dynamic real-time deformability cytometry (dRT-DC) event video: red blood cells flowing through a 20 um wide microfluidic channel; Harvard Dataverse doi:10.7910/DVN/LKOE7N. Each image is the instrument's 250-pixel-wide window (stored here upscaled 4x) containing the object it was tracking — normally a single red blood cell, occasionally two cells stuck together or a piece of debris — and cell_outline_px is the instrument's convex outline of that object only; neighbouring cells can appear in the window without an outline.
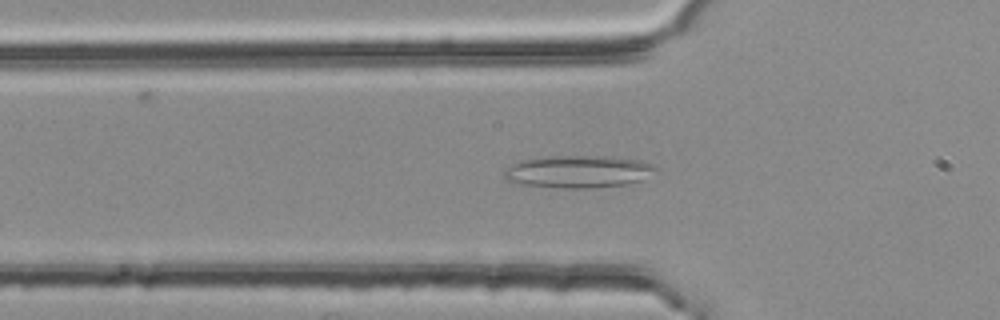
{"species": "common noctule bat (a hibernating species)", "species_latin": "Nyctalus noctula", "temperature_condition": "room temperature", "stored_images_in_passage": 39, "camera_frame_rate_fps": 3000, "um_per_image_px": 0.085, "animal": {"sex": "female", "body_mass_g": 25.1}, "frame": {"image": 1, "passage_image": 3, "time_ms": 0.667, "image_size_px": [1000, 320], "cell_outline_px": [[660, 172], [640, 180], [628, 184], [596, 188], [560, 188], [512, 184], [504, 176], [504, 168], [520, 160], [544, 156], [612, 156], [640, 160], [652, 164], [660, 168]], "centroid_in_image_um": [49.17, 14.59], "position_along_channel_um": 76.6, "area_um2": 29.42}}
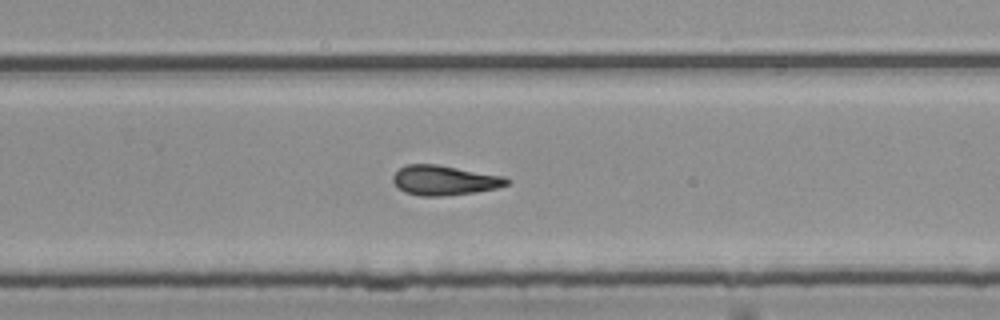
{"frame": {"image": 2, "passage_image": 20, "time_ms": 6.333, "image_size_px": [1000, 320], "cell_outline_px": [[512, 180], [508, 184], [496, 188], [472, 192], [440, 196], [420, 196], [404, 192], [392, 180], [392, 176], [400, 168], [408, 164], [436, 164], [504, 176]], "centroid_in_image_um": [37.77, 15.32], "position_along_channel_um": 292.0, "area_um2": 19.54}}
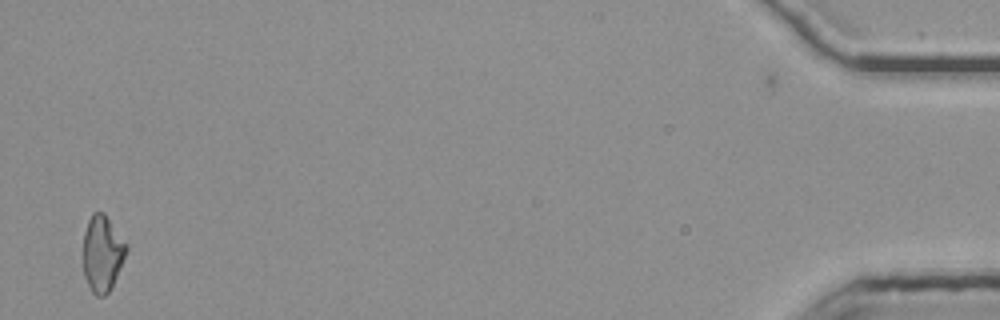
{"frame": {"image": 3, "passage_image": 38, "time_ms": 12.333, "image_size_px": [1000, 320], "cell_outline_px": [[128, 248], [112, 288], [104, 296], [96, 296], [92, 292], [84, 276], [84, 232], [88, 220], [92, 212], [104, 212], [128, 244]], "centroid_in_image_um": [8.71, 21.53], "position_along_channel_um": 426.5, "area_um2": 19.19}, "authors_computed_cell_mechanics": {"area_um2": 19.3052, "velocity_mm_per_s": 3.7915, "shape_relaxation_time_tau1_ms": null, "shape_relaxation_time_tau2_ms": 4.6378, "deformation_change_tau1": null, "deformation_change_tau2": 0.1511}}